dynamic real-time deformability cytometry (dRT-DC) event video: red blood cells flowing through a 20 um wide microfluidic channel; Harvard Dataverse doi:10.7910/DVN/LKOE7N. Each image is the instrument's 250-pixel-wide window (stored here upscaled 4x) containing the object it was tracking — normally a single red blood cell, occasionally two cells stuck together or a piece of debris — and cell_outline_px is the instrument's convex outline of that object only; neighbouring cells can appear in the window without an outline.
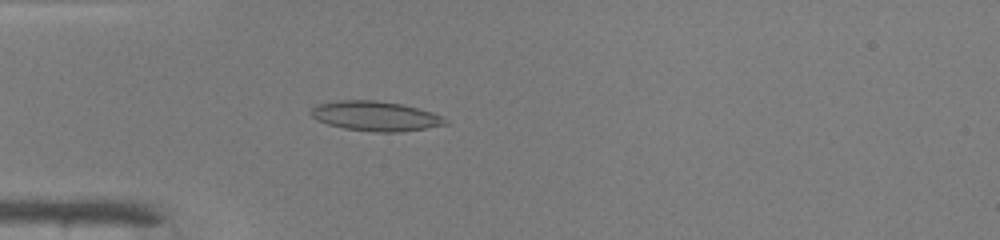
{"species": "common noctule bat (a hibernating species)", "species_latin": "Nyctalus noctula", "temperature_condition": "warm", "stored_images_in_passage": 36, "camera_frame_rate_fps": 3000, "um_per_image_px": 0.085, "animal": {"sex": "male", "body_mass_g": 19.0, "forearm_length_mm": 50.8}, "frame": {"image": 1, "passage_image": 7, "time_ms": 2.0, "image_size_px": [1000, 240], "cell_outline_px": [[448, 124], [424, 128], [396, 132], [372, 132], [344, 128], [328, 124], [316, 120], [308, 112], [316, 104], [340, 100], [376, 100], [400, 104], [432, 112], [444, 116], [448, 120]], "centroid_in_image_um": [31.89, 9.86], "position_along_channel_um": 53.1, "area_um2": 23.29}}
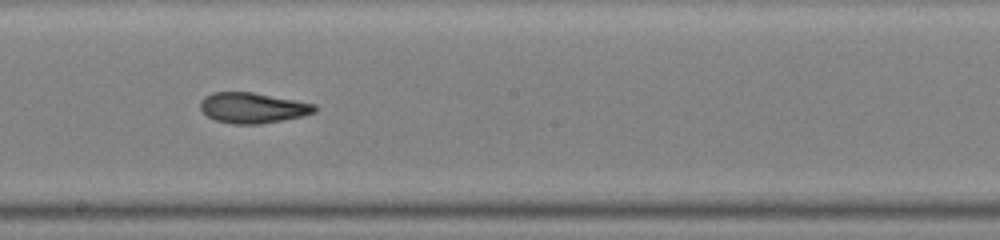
{"frame": {"image": 2, "passage_image": 20, "time_ms": 6.333, "image_size_px": [1000, 240], "cell_outline_px": [[316, 112], [304, 116], [260, 124], [232, 124], [216, 120], [208, 116], [200, 108], [200, 100], [204, 96], [212, 92], [252, 92], [316, 104]], "centroid_in_image_um": [21.47, 9.16], "position_along_channel_um": 226.7, "area_um2": 20.35}}
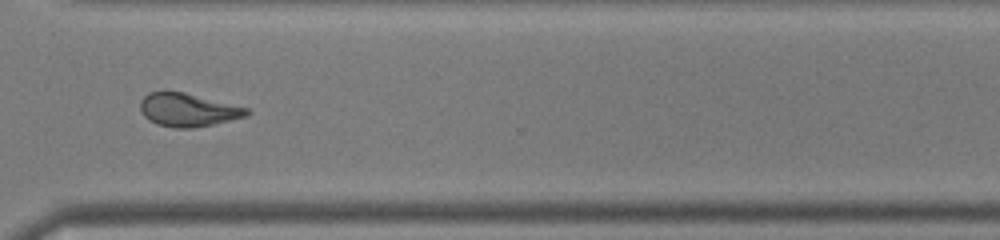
{"frame": {"image": 3, "passage_image": 29, "time_ms": 9.333, "image_size_px": [1000, 240], "cell_outline_px": [[252, 112], [248, 116], [212, 124], [192, 128], [176, 128], [156, 124], [148, 120], [140, 112], [140, 100], [148, 92], [164, 88], [184, 92], [248, 108]], "centroid_in_image_um": [15.91, 9.31], "position_along_channel_um": 354.7, "area_um2": 21.1}, "authors_computed_cell_mechanics": {"area_um2": 21.386, "velocity_mm_per_s": 4.2364, "shape_relaxation_time_tau1_ms": null, "shape_relaxation_time_tau2_ms": 4.269, "deformation_change_tau1": null, "deformation_change_tau2": 0.1231}}